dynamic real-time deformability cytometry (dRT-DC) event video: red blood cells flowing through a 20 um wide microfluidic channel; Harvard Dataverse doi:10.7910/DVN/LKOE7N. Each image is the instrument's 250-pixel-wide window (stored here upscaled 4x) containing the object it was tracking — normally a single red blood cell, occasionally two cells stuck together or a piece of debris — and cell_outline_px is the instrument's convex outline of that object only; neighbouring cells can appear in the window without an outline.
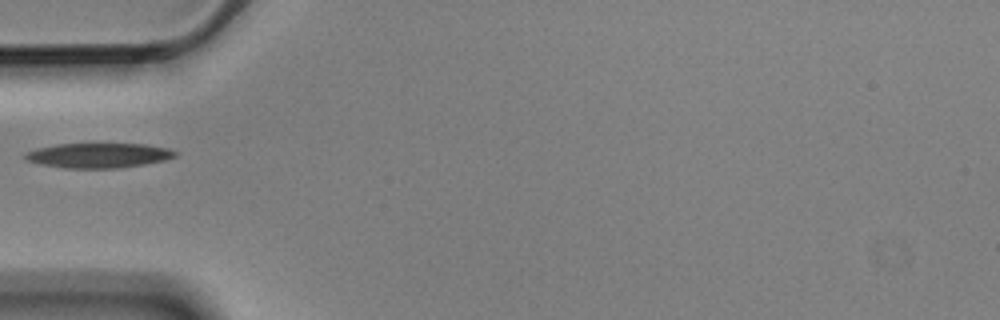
{"species": "Egyptian fruit bat (a non-hibernating species)", "species_latin": "Rousettus aegyptiacus", "temperature_condition": "cold", "stored_images_in_passage": 4, "camera_frame_rate_fps": 3000, "um_per_image_px": 0.085, "animal": {"sex": "male"}, "frame": {"image": 1, "passage_image": 1, "time_ms": 0.0, "image_size_px": [1000, 320], "cell_outline_px": [[180, 152], [176, 156], [164, 160], [144, 164], [120, 168], [64, 168], [40, 164], [24, 160], [24, 152], [36, 148], [56, 144], [144, 144], [168, 148]], "centroid_in_image_um": [8.35, 13.21], "position_along_channel_um": 76.7, "area_um2": 21.85}}
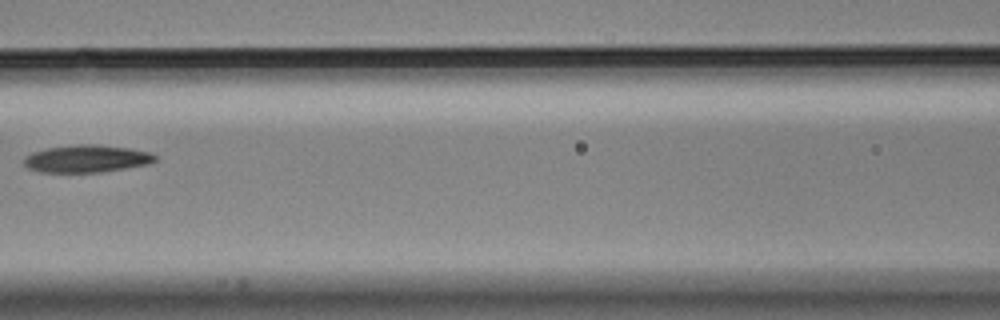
{"frame": {"image": 2, "passage_image": 3, "time_ms": 0.667, "image_size_px": [1000, 320], "cell_outline_px": [[156, 160], [148, 164], [104, 172], [40, 172], [28, 168], [24, 164], [24, 156], [32, 152], [48, 148], [76, 144], [96, 144], [128, 148], [152, 152], [156, 156]], "centroid_in_image_um": [7.37, 13.49], "position_along_channel_um": 159.2, "area_um2": 21.04}}
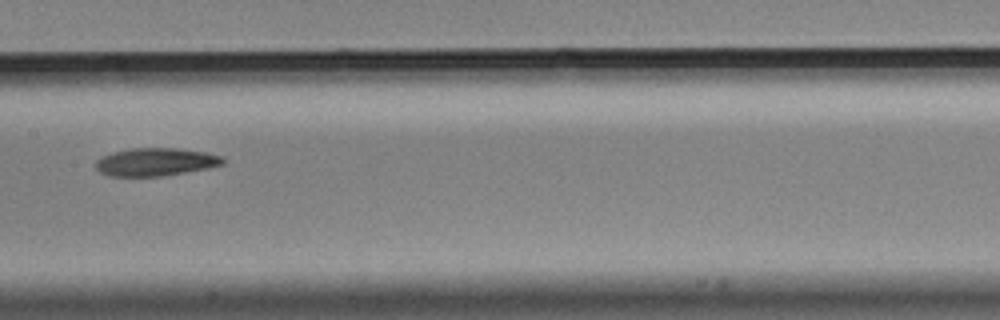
{"frame": {"image": 3, "passage_image": 4, "time_ms": 1.0, "image_size_px": [1000, 320], "cell_outline_px": [[224, 164], [208, 168], [160, 176], [108, 176], [100, 172], [96, 168], [96, 160], [100, 156], [112, 152], [132, 148], [176, 148], [204, 152], [224, 156]], "centroid_in_image_um": [13.21, 13.76], "position_along_channel_um": 194.2, "area_um2": 20.69}}